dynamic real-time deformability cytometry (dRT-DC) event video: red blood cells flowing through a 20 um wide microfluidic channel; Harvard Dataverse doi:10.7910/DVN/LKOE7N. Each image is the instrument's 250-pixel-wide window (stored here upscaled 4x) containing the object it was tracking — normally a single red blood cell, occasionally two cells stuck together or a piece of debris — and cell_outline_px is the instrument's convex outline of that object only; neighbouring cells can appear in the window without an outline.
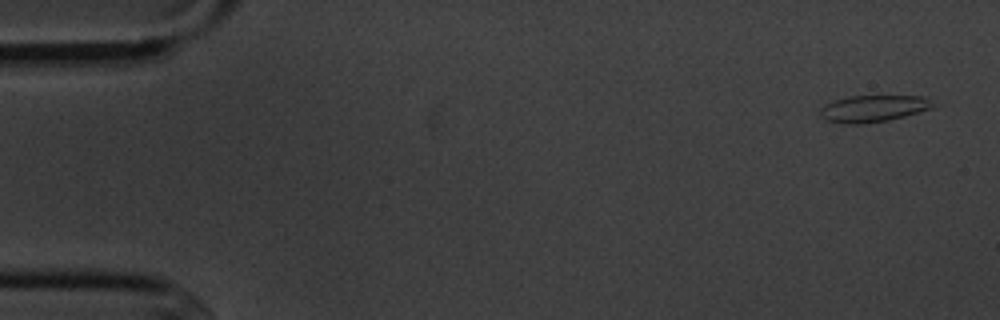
{"species": "common noctule bat (a hibernating species)", "species_latin": "Nyctalus noctula", "temperature_condition": "cold", "stored_images_in_passage": 4, "camera_frame_rate_fps": 3000, "um_per_image_px": 0.085, "animal": {"sex": "male", "body_mass_g": 20.1, "forearm_length_mm": 53.5}, "frame": {"image": 1, "passage_image": 1, "time_ms": 0.0, "image_size_px": [1000, 320], "cell_outline_px": [[932, 108], [904, 116], [888, 120], [864, 124], [844, 124], [828, 120], [820, 116], [820, 108], [824, 104], [848, 96], [924, 96], [928, 100]], "centroid_in_image_um": [74.15, 9.23], "position_along_channel_um": 10.8, "area_um2": 17.34}}
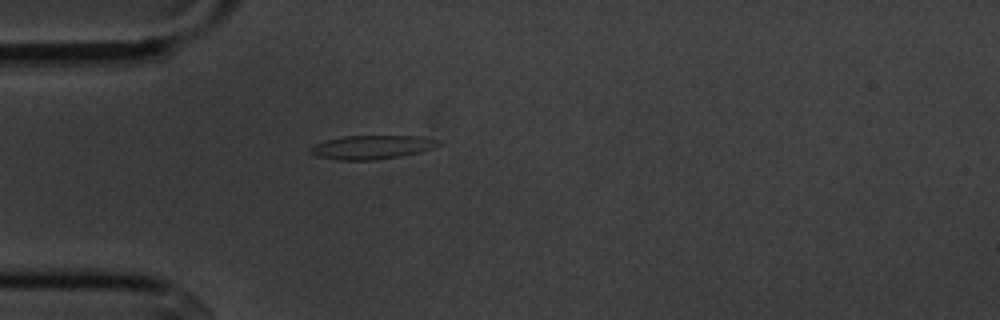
{"frame": {"image": 2, "passage_image": 4, "time_ms": 4.333, "image_size_px": [1000, 320], "cell_outline_px": [[440, 144], [432, 148], [420, 152], [400, 156], [372, 160], [336, 160], [316, 156], [308, 152], [308, 148], [324, 140], [340, 136], [424, 136], [440, 140]], "centroid_in_image_um": [31.57, 12.5], "position_along_channel_um": 53.4, "area_um2": 17.92}}